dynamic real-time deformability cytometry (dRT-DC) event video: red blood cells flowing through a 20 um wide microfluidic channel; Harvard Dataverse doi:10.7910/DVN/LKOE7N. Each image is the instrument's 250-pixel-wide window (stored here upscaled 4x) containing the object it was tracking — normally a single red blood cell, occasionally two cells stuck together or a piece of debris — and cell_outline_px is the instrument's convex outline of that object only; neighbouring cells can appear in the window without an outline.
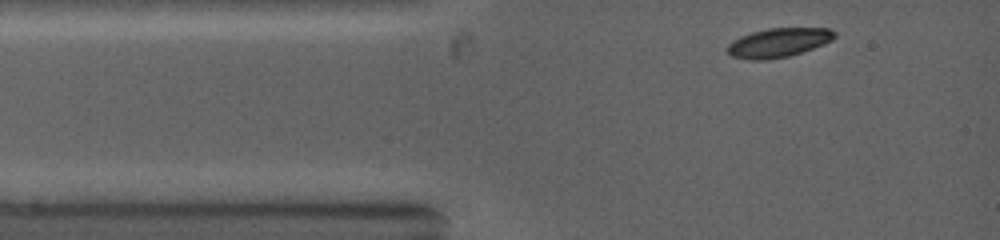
{"species": "common noctule bat (a hibernating species)", "species_latin": "Nyctalus noctula", "temperature_condition": "warm", "stored_images_in_passage": 7, "camera_frame_rate_fps": 5000, "um_per_image_px": 0.085, "animal": {"sex": "female", "body_mass_g": 19.0, "forearm_length_mm": 53.3}, "frame": {"image": 1, "passage_image": 1, "time_ms": 0.0, "image_size_px": [1000, 240], "cell_outline_px": [[836, 36], [832, 40], [824, 44], [788, 56], [768, 60], [748, 60], [732, 56], [728, 52], [728, 44], [732, 40], [740, 36], [752, 32], [768, 28], [828, 28], [836, 32]], "centroid_in_image_um": [66.16, 3.62], "position_along_channel_um": 18.8, "area_um2": 18.15}}
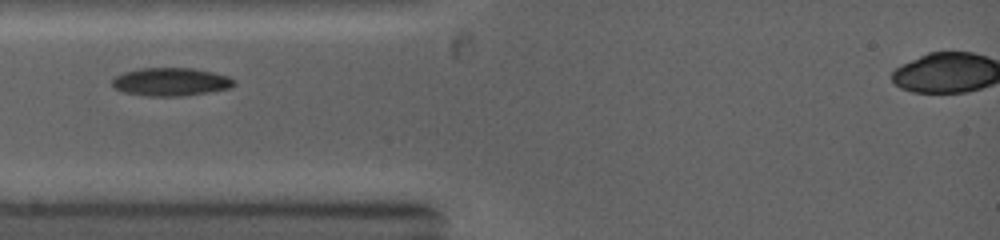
{"frame": {"image": 2, "passage_image": 3, "time_ms": 1.8, "image_size_px": [1000, 240], "cell_outline_px": [[236, 84], [228, 88], [208, 92], [180, 96], [148, 96], [120, 92], [112, 84], [112, 80], [116, 76], [124, 72], [140, 68], [192, 68], [212, 72], [228, 76], [236, 80]], "centroid_in_image_um": [14.51, 6.95], "position_along_channel_um": 70.5, "area_um2": 19.94}}
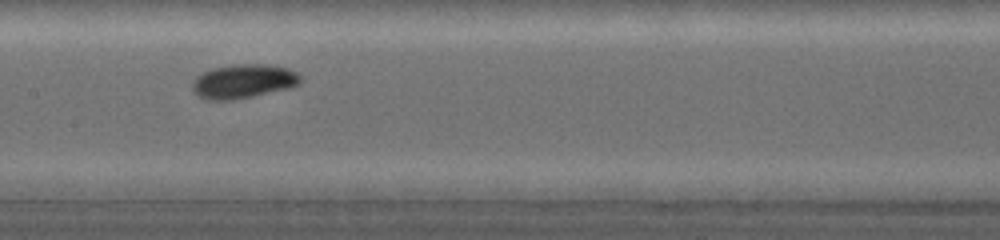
{"frame": {"image": 3, "passage_image": 6, "time_ms": 4.4, "image_size_px": [1000, 240], "cell_outline_px": [[300, 84], [288, 88], [252, 96], [232, 100], [204, 100], [196, 96], [192, 92], [192, 84], [196, 76], [212, 68], [236, 64], [268, 64], [288, 68], [296, 72], [300, 76]], "centroid_in_image_um": [20.64, 6.91], "position_along_channel_um": 186.8, "area_um2": 21.56}}